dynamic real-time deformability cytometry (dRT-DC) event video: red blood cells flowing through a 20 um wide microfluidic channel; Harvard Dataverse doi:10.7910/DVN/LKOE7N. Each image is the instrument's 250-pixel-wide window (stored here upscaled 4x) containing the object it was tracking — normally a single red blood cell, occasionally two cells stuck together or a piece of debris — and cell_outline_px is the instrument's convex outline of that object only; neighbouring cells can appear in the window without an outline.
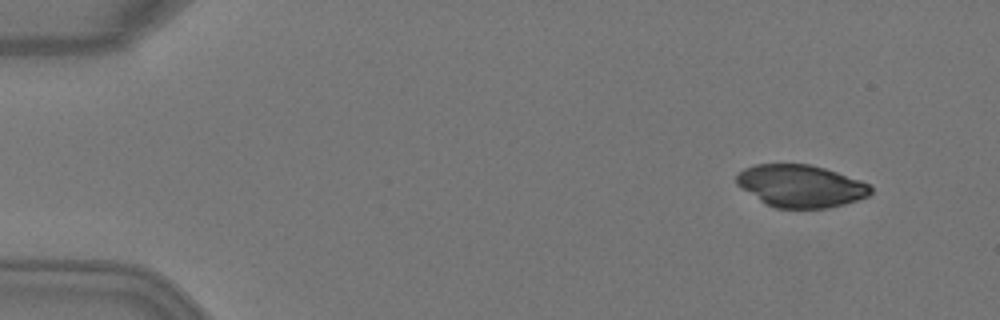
{"species": "Egyptian fruit bat (a non-hibernating species)", "species_latin": "Rousettus aegyptiacus", "temperature_condition": "warm", "stored_images_in_passage": 4, "camera_frame_rate_fps": 3000, "um_per_image_px": 0.085, "animal": {"sex": "female"}, "frame": {"image": 1, "passage_image": 1, "time_ms": 0.0, "image_size_px": [1000, 320], "cell_outline_px": [[872, 192], [868, 196], [844, 204], [828, 208], [776, 208], [764, 204], [736, 184], [736, 176], [744, 168], [756, 164], [808, 164], [824, 168], [872, 184]], "centroid_in_image_um": [68.06, 15.81], "position_along_channel_um": 16.9, "area_um2": 33.18}}